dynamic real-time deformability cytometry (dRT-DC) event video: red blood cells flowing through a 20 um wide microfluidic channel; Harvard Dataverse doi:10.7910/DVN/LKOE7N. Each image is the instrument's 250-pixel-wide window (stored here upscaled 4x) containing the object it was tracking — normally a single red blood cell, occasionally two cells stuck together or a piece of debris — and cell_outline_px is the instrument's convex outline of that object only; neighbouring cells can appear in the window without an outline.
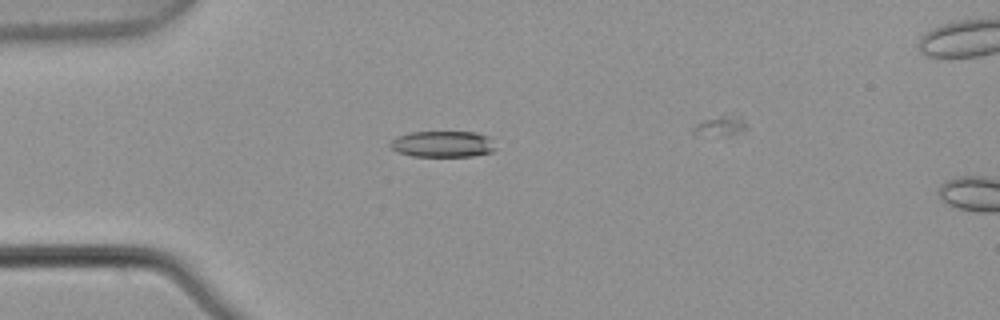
{"species": "common noctule bat (a hibernating species)", "species_latin": "Nyctalus noctula", "temperature_condition": "warm", "stored_images_in_passage": 5, "camera_frame_rate_fps": 3000, "um_per_image_px": 0.085, "animal": {"sex": "male", "body_mass_g": 21.5, "forearm_length_mm": 52.0}, "frame": {"image": 1, "passage_image": 4, "time_ms": 1.0, "image_size_px": [1000, 320], "cell_outline_px": [[496, 148], [492, 152], [472, 156], [412, 156], [396, 152], [388, 144], [396, 136], [412, 132], [476, 132], [488, 136]], "centroid_in_image_um": [37.61, 12.24], "position_along_channel_um": 47.4, "area_um2": 16.13}}